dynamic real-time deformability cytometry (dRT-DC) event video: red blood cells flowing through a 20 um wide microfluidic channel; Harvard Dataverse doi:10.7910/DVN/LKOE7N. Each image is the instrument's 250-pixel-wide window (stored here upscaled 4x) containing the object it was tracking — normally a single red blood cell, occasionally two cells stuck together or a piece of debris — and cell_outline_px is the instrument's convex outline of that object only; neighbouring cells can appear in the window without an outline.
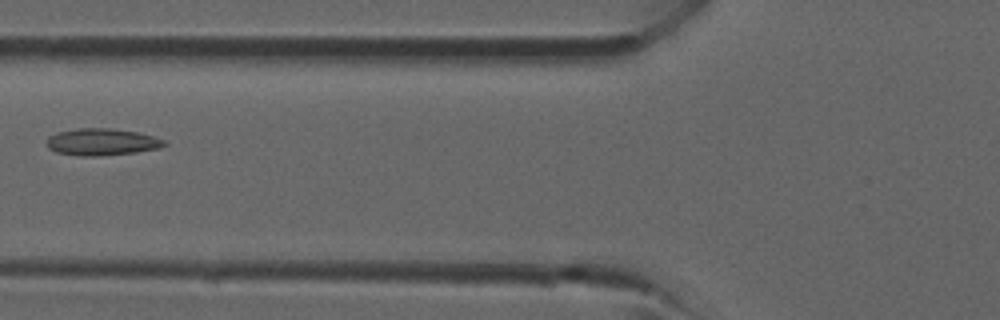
{"species": "common noctule bat (a hibernating species)", "species_latin": "Nyctalus noctula", "temperature_condition": "room temperature", "stored_images_in_passage": 40, "camera_frame_rate_fps": 3000, "um_per_image_px": 0.085, "animal": {"sex": "male", "forearm_length_mm": 52.5}, "frame": {"image": 1, "passage_image": 16, "time_ms": 5.0, "image_size_px": [1000, 320], "cell_outline_px": [[168, 144], [160, 148], [136, 152], [100, 156], [80, 156], [56, 152], [48, 148], [48, 136], [56, 132], [80, 128], [112, 128], [136, 132], [152, 136], [164, 140]], "centroid_in_image_um": [8.65, 12.07], "position_along_channel_um": 117.1, "area_um2": 18.44}}
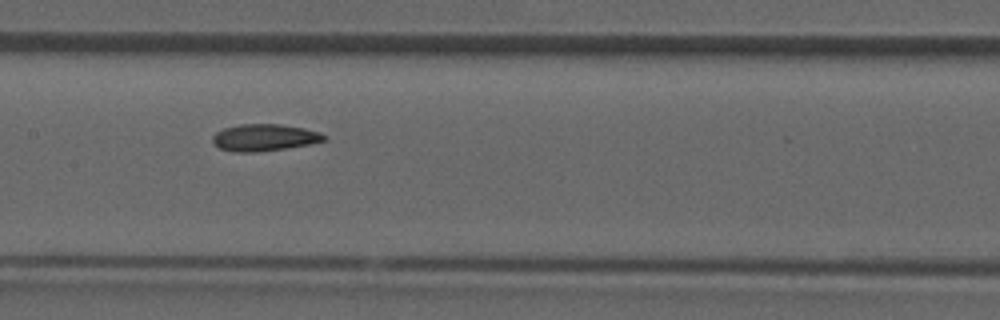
{"frame": {"image": 2, "passage_image": 20, "time_ms": 6.333, "image_size_px": [1000, 320], "cell_outline_px": [[328, 140], [312, 144], [256, 152], [232, 152], [220, 148], [212, 144], [212, 136], [216, 132], [224, 128], [240, 124], [280, 124], [304, 128], [320, 132], [328, 136]], "centroid_in_image_um": [22.49, 11.69], "position_along_channel_um": 184.9, "area_um2": 17.69}}
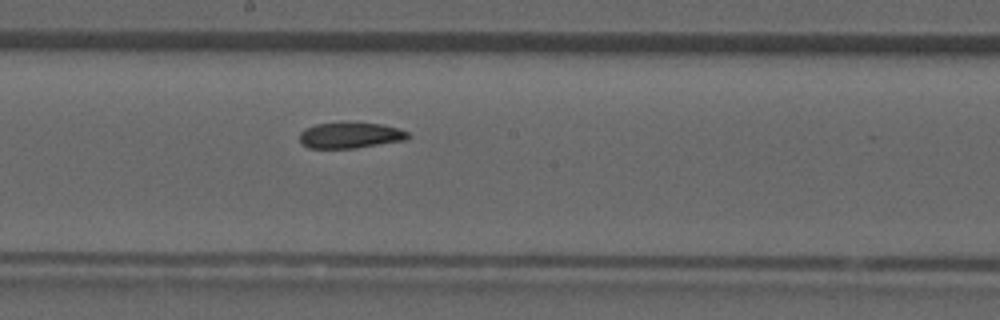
{"frame": {"image": 3, "passage_image": 22, "time_ms": 7.0, "image_size_px": [1000, 320], "cell_outline_px": [[412, 136], [408, 140], [356, 148], [308, 148], [300, 144], [300, 132], [304, 128], [316, 124], [340, 120], [384, 124], [400, 128], [408, 132]], "centroid_in_image_um": [29.8, 11.46], "position_along_channel_um": 218.4, "area_um2": 17.28}}